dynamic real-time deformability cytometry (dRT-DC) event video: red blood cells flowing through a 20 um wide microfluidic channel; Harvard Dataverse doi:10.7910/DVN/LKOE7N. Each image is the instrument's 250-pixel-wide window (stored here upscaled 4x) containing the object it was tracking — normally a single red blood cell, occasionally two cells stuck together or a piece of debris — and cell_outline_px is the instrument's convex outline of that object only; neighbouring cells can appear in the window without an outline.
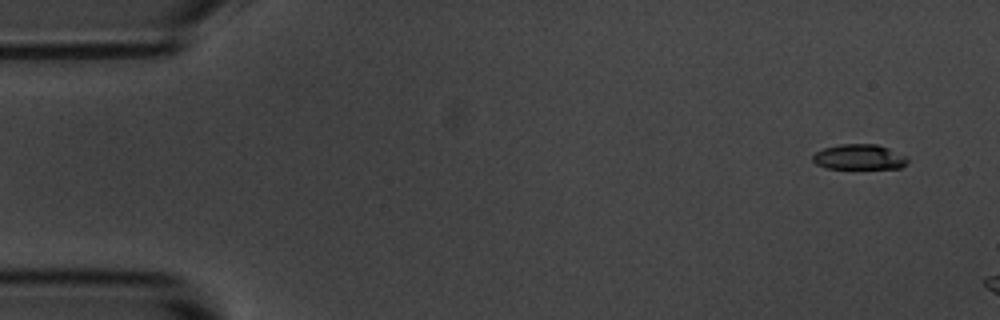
{"species": "common noctule bat (a hibernating species)", "species_latin": "Nyctalus noctula", "temperature_condition": "room temperature", "stored_images_in_passage": 4, "camera_frame_rate_fps": 3000, "um_per_image_px": 0.085, "animal": {"sex": "male", "body_mass_g": 20.1, "forearm_length_mm": 53.5}, "frame": {"image": 1, "passage_image": 1, "time_ms": 0.0, "image_size_px": [1000, 320], "cell_outline_px": [[908, 164], [900, 168], [828, 168], [816, 164], [812, 160], [812, 156], [816, 152], [824, 148], [840, 144], [876, 144], [888, 148], [904, 156], [908, 160]], "centroid_in_image_um": [73.02, 13.35], "position_along_channel_um": 12.0, "area_um2": 13.81}}
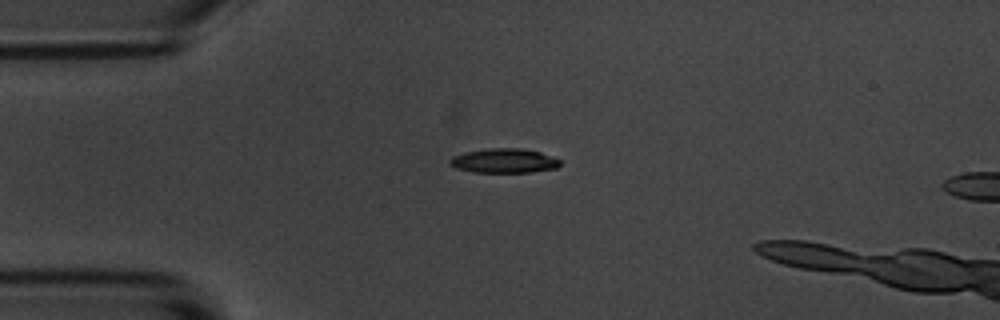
{"frame": {"image": 2, "passage_image": 4, "time_ms": 3.333, "image_size_px": [1000, 320], "cell_outline_px": [[560, 164], [556, 168], [528, 172], [472, 172], [456, 168], [448, 164], [448, 160], [452, 156], [464, 152], [488, 148], [520, 148], [540, 152], [560, 160]], "centroid_in_image_um": [42.78, 13.66], "position_along_channel_um": 42.2, "area_um2": 15.66}}